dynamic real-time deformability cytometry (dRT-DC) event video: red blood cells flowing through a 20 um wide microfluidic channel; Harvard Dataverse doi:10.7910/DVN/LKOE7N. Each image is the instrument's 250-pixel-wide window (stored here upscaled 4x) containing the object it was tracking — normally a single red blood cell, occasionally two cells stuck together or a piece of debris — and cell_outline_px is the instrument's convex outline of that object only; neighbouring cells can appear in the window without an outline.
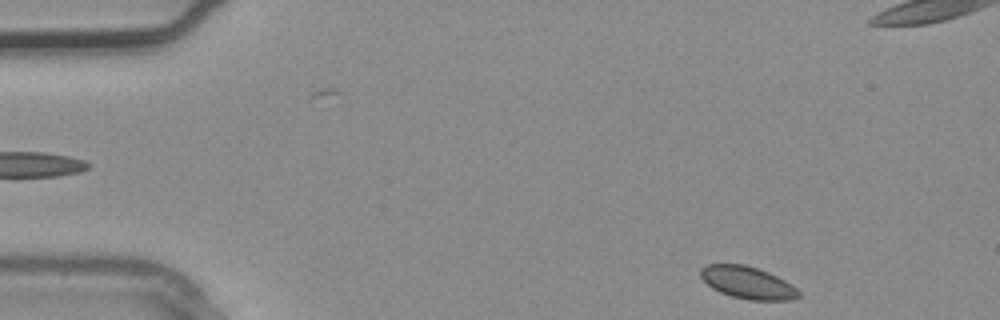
{"species": "common noctule bat (a hibernating species)", "species_latin": "Nyctalus noctula", "temperature_condition": "warm", "stored_images_in_passage": 3, "camera_frame_rate_fps": 3000, "um_per_image_px": 0.085, "animal": {"sex": "male", "body_mass_g": 20.4}, "frame": {"image": 1, "passage_image": 1, "time_ms": 0.0, "image_size_px": [1000, 320], "cell_outline_px": [[800, 296], [788, 300], [752, 300], [732, 296], [720, 292], [712, 288], [700, 276], [700, 268], [708, 264], [744, 264], [768, 272], [792, 284], [800, 292]], "centroid_in_image_um": [63.54, 24.02], "position_along_channel_um": 21.5, "area_um2": 18.26}}